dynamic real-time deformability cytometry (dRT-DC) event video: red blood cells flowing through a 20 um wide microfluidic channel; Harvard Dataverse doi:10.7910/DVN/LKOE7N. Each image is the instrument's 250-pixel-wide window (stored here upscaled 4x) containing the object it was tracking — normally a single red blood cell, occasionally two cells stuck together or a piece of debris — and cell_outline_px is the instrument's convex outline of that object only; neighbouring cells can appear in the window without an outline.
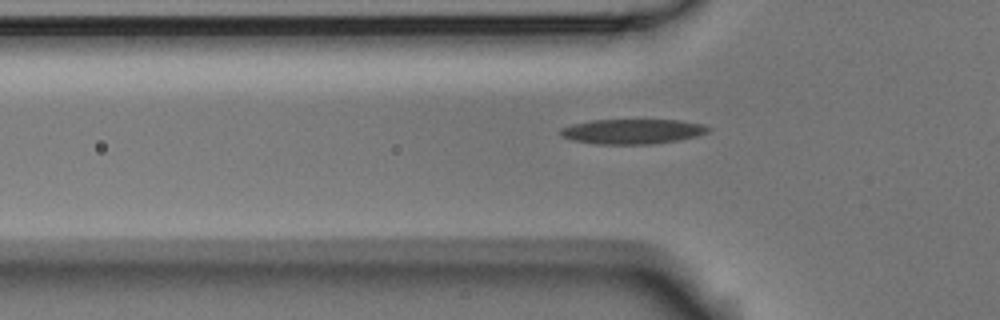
{"species": "Egyptian fruit bat (a non-hibernating species)", "species_latin": "Rousettus aegyptiacus", "temperature_condition": "room temperature", "stored_images_in_passage": 35, "camera_frame_rate_fps": 3000, "um_per_image_px": 0.085, "animal": {"sex": "male"}, "frame": {"image": 1, "passage_image": 8, "time_ms": 2.333, "image_size_px": [1000, 320], "cell_outline_px": [[712, 128], [708, 132], [696, 136], [676, 140], [652, 144], [596, 144], [572, 140], [560, 136], [560, 128], [572, 124], [592, 120], [680, 120], [700, 124]], "centroid_in_image_um": [53.72, 11.17], "position_along_channel_um": 72.1, "area_um2": 21.39}}
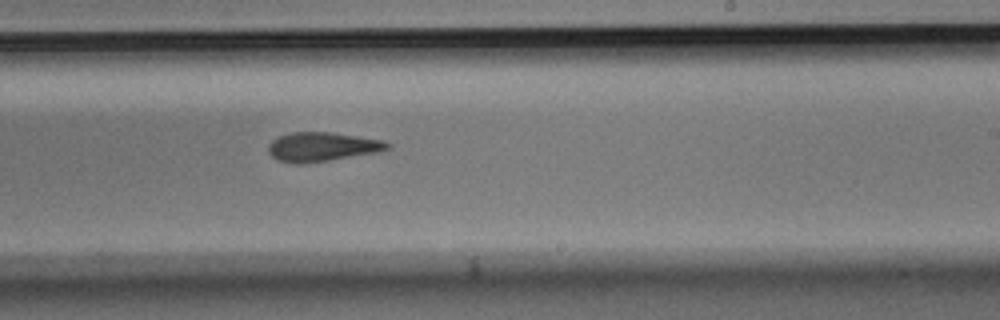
{"frame": {"image": 2, "passage_image": 23, "time_ms": 7.333, "image_size_px": [1000, 320], "cell_outline_px": [[392, 144], [388, 148], [380, 152], [328, 160], [300, 164], [296, 164], [276, 160], [268, 152], [268, 144], [272, 140], [280, 136], [292, 132], [332, 132], [384, 140]], "centroid_in_image_um": [27.38, 12.48], "position_along_channel_um": 261.6, "area_um2": 20.29}}
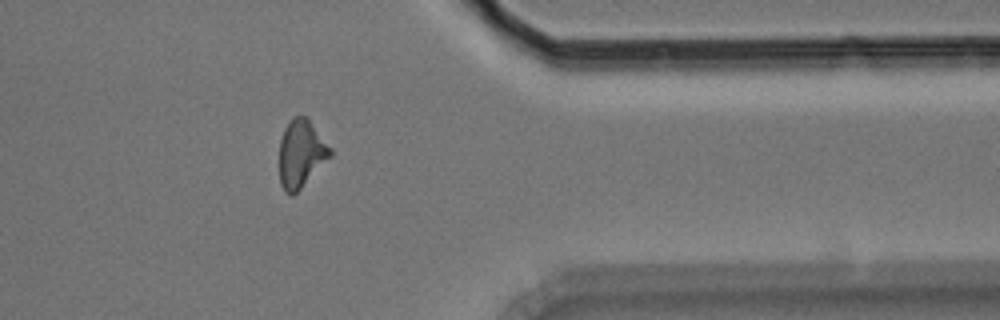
{"frame": {"image": 3, "passage_image": 34, "time_ms": 11.0, "image_size_px": [1000, 320], "cell_outline_px": [[332, 156], [292, 196], [284, 192], [280, 184], [280, 140], [284, 128], [288, 120], [292, 116], [308, 116], [332, 148]], "centroid_in_image_um": [25.6, 13.01], "position_along_channel_um": 385.8, "area_um2": 20.35}}